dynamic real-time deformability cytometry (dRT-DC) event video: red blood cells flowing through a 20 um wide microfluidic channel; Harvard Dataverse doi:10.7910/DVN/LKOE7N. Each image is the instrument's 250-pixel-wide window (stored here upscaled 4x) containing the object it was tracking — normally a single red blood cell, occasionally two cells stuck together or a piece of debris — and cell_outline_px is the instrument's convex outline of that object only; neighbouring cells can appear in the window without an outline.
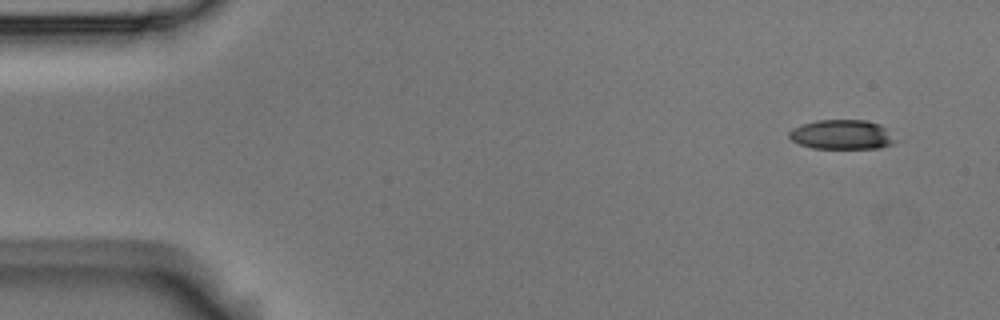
{"species": "Egyptian fruit bat (a non-hibernating species)", "species_latin": "Rousettus aegyptiacus", "temperature_condition": "room temperature", "stored_images_in_passage": 51, "camera_frame_rate_fps": 3000, "um_per_image_px": 0.085, "animal": {"sex": "male"}, "frame": {"image": 1, "passage_image": 1, "time_ms": 0.0, "image_size_px": [1000, 320], "cell_outline_px": [[904, 140], [880, 148], [812, 148], [800, 144], [792, 140], [788, 136], [788, 132], [792, 128], [816, 120], [864, 120], [880, 124], [888, 128]], "centroid_in_image_um": [71.69, 11.44], "position_along_channel_um": 13.3, "area_um2": 18.79}}
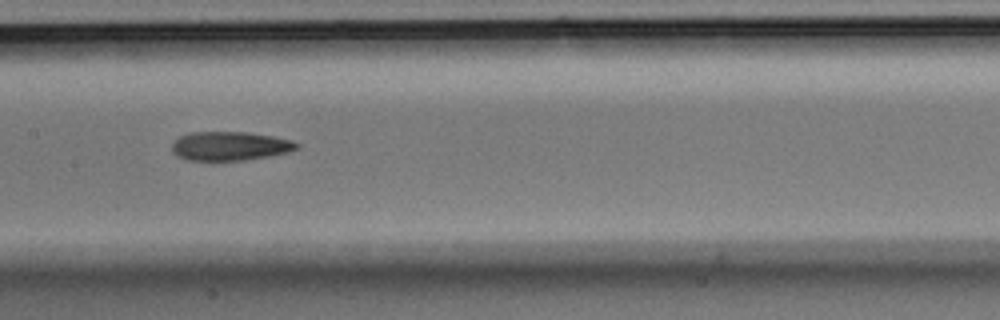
{"frame": {"image": 2, "passage_image": 24, "time_ms": 7.667, "image_size_px": [1000, 320], "cell_outline_px": [[300, 144], [296, 148], [288, 152], [268, 156], [244, 160], [188, 160], [176, 156], [172, 152], [172, 144], [180, 136], [192, 132], [248, 132], [272, 136], [292, 140]], "centroid_in_image_um": [19.53, 12.41], "position_along_channel_um": 187.9, "area_um2": 20.92}}
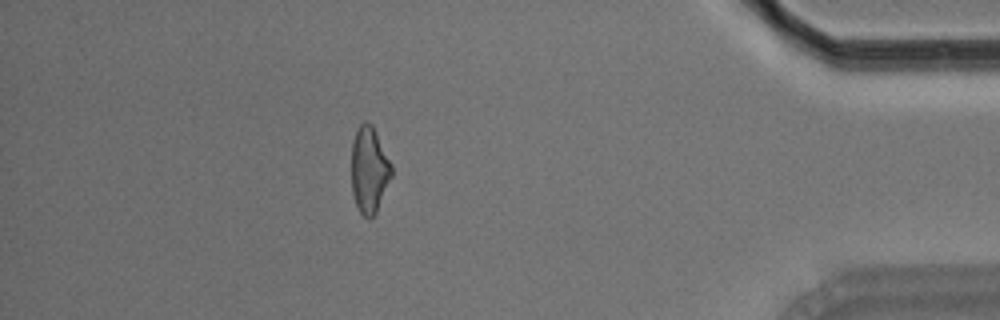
{"frame": {"image": 3, "passage_image": 45, "time_ms": 14.667, "image_size_px": [1000, 320], "cell_outline_px": [[392, 176], [376, 212], [368, 220], [360, 212], [356, 204], [352, 192], [352, 144], [356, 132], [360, 124], [364, 120], [372, 124], [392, 164]], "centroid_in_image_um": [31.39, 14.43], "position_along_channel_um": 403.8, "area_um2": 20.06}, "authors_computed_cell_mechanics": {"area_um2": 20.808, "velocity_mm_per_s": 3.7234, "shape_relaxation_time_tau1_ms": 10.5702, "shape_relaxation_time_tau2_ms": 5.0144, "deformation_change_tau1": 0.242, "deformation_change_tau2": 0.1698}}